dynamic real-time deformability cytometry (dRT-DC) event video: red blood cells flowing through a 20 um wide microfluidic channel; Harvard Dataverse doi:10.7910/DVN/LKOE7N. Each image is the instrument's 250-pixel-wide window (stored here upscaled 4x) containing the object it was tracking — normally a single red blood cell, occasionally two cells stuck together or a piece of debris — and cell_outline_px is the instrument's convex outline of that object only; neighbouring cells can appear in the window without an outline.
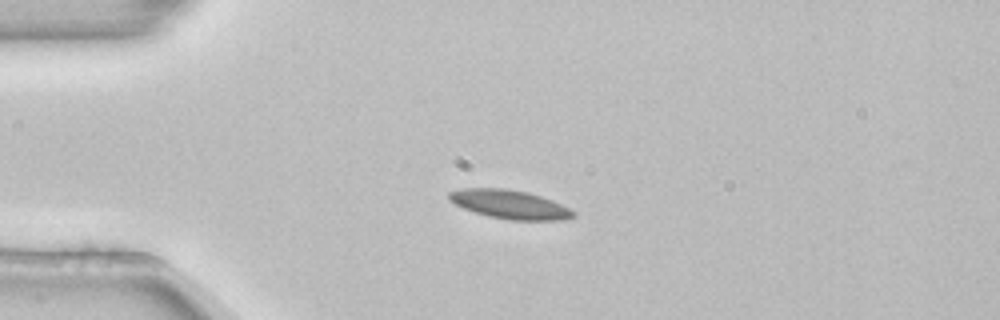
{"species": "common noctule bat (a hibernating species)", "species_latin": "Nyctalus noctula", "temperature_condition": "room temperature", "stored_images_in_passage": 41, "camera_frame_rate_fps": 3000, "um_per_image_px": 0.085, "animal": {"sex": "female", "body_mass_g": 22.7, "forearm_length_mm": 54.2}, "frame": {"image": 1, "passage_image": 1, "time_ms": 0.0, "image_size_px": [1000, 320], "cell_outline_px": [[576, 216], [564, 220], [508, 220], [488, 216], [464, 208], [448, 200], [448, 192], [464, 188], [504, 188], [528, 192], [552, 200], [576, 212]], "centroid_in_image_um": [43.34, 17.37], "position_along_channel_um": 41.7, "area_um2": 20.81}}
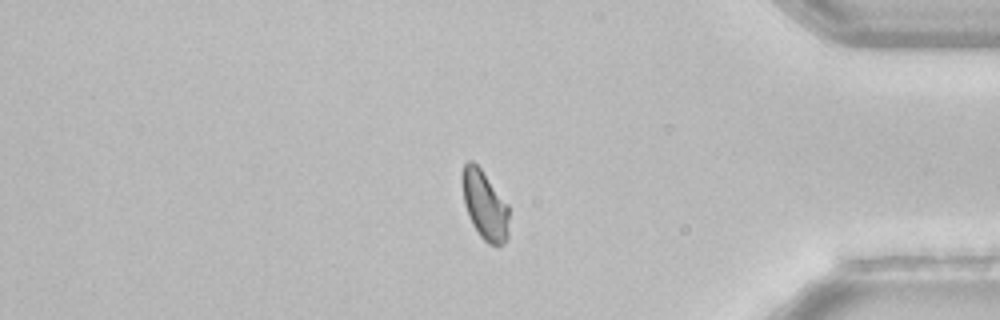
{"frame": {"image": 2, "passage_image": 33, "time_ms": 10.667, "image_size_px": [1000, 320], "cell_outline_px": [[508, 236], [496, 248], [488, 244], [480, 236], [472, 224], [468, 216], [464, 204], [460, 176], [464, 164], [468, 160], [472, 160], [480, 168], [508, 204]], "centroid_in_image_um": [41.17, 17.43], "position_along_channel_um": 394.0, "area_um2": 18.96}}
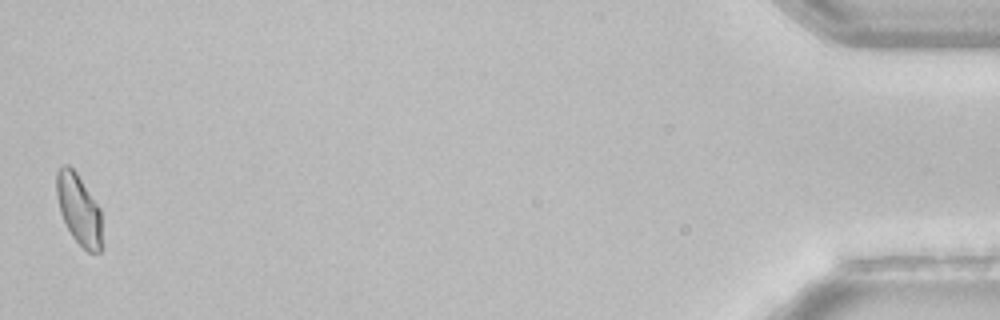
{"frame": {"image": 3, "passage_image": 41, "time_ms": 13.333, "image_size_px": [1000, 320], "cell_outline_px": [[104, 248], [100, 252], [88, 252], [72, 236], [60, 212], [56, 196], [56, 172], [64, 164], [68, 164], [76, 172], [100, 208]], "centroid_in_image_um": [6.73, 17.83], "position_along_channel_um": 428.5, "area_um2": 18.9}}